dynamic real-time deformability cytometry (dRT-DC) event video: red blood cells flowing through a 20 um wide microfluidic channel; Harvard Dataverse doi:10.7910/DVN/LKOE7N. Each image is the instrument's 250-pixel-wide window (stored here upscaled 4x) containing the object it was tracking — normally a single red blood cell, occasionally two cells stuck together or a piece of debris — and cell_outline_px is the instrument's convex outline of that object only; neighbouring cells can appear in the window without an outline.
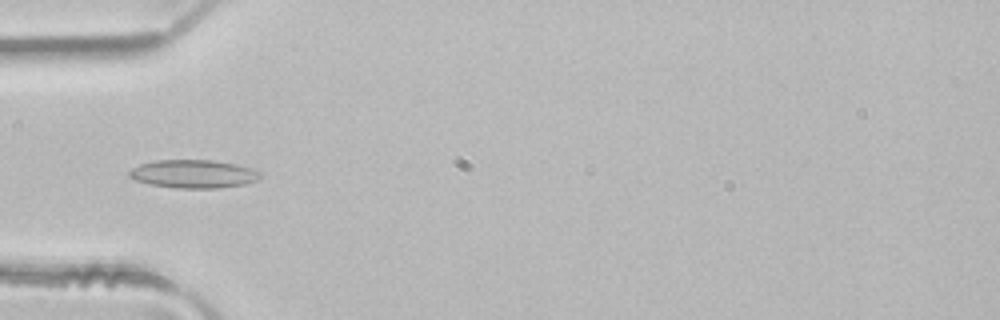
{"species": "common noctule bat (a hibernating species)", "species_latin": "Nyctalus noctula", "temperature_condition": "room temperature", "stored_images_in_passage": 48, "camera_frame_rate_fps": 3000, "um_per_image_px": 0.085, "animal": {"sex": "male", "body_mass_g": 21.5, "forearm_length_mm": 52.0}, "frame": {"image": 1, "passage_image": 15, "time_ms": 4.667, "image_size_px": [1000, 320], "cell_outline_px": [[260, 176], [256, 180], [244, 184], [220, 188], [176, 188], [148, 184], [136, 180], [128, 176], [128, 172], [132, 168], [140, 164], [156, 160], [212, 160], [236, 164], [252, 168], [260, 172]], "centroid_in_image_um": [16.42, 14.78], "position_along_channel_um": 68.6, "area_um2": 21.56}}
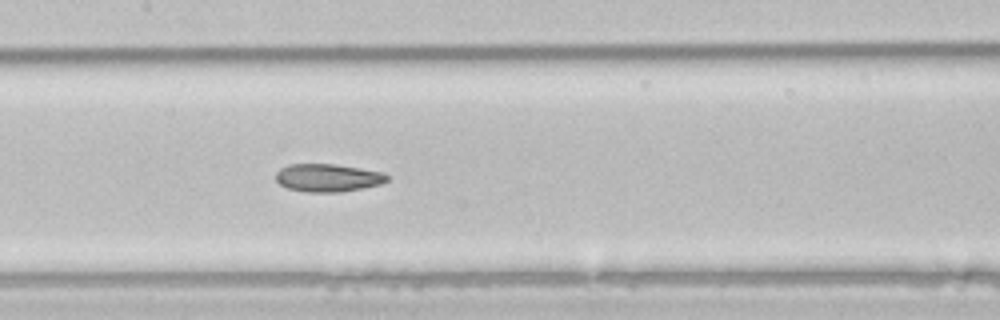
{"frame": {"image": 2, "passage_image": 23, "time_ms": 7.333, "image_size_px": [1000, 320], "cell_outline_px": [[388, 180], [380, 184], [364, 188], [340, 192], [308, 192], [288, 188], [280, 184], [276, 180], [276, 172], [280, 168], [288, 164], [336, 164], [384, 172], [388, 176]], "centroid_in_image_um": [27.87, 15.1], "position_along_channel_um": 179.5, "area_um2": 18.15}}
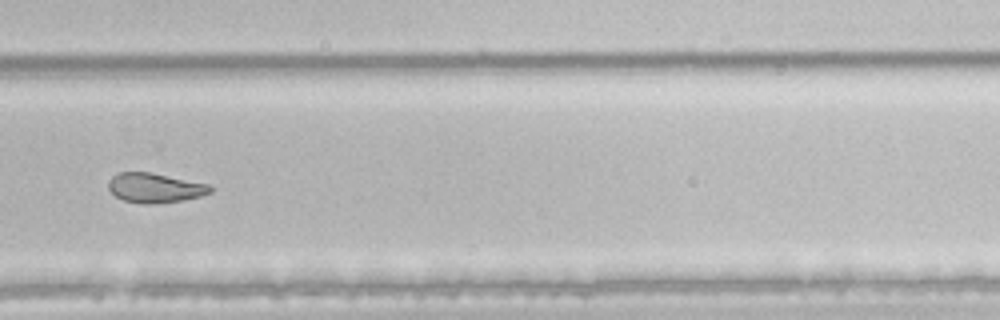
{"frame": {"image": 3, "passage_image": 33, "time_ms": 10.667, "image_size_px": [1000, 320], "cell_outline_px": [[212, 192], [200, 196], [180, 200], [152, 204], [140, 204], [124, 200], [116, 196], [108, 188], [108, 180], [112, 176], [120, 172], [148, 172], [208, 184], [212, 188]], "centroid_in_image_um": [13.13, 15.97], "position_along_channel_um": 316.7, "area_um2": 17.34}, "authors_computed_cell_mechanics": {"area_um2": 20.4034, "velocity_mm_per_s": 4.1332, "shape_relaxation_time_tau1_ms": 6.089, "shape_relaxation_time_tau2_ms": 3.2097, "deformation_change_tau1": 0.1604, "deformation_change_tau2": 0.1042}}